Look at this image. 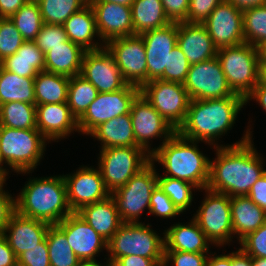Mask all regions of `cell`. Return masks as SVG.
I'll return each instance as SVG.
<instances>
[{"instance_id": "cell-1", "label": "cell", "mask_w": 266, "mask_h": 266, "mask_svg": "<svg viewBox=\"0 0 266 266\" xmlns=\"http://www.w3.org/2000/svg\"><path fill=\"white\" fill-rule=\"evenodd\" d=\"M248 128L240 141L232 145L216 147V158L210 160L209 190L229 197L248 195L253 184L264 175L263 157L252 143V131ZM249 131V132H248Z\"/></svg>"}, {"instance_id": "cell-2", "label": "cell", "mask_w": 266, "mask_h": 266, "mask_svg": "<svg viewBox=\"0 0 266 266\" xmlns=\"http://www.w3.org/2000/svg\"><path fill=\"white\" fill-rule=\"evenodd\" d=\"M244 105L246 100L242 96L191 100L185 121L177 132L187 139L219 147L215 140L232 129Z\"/></svg>"}, {"instance_id": "cell-3", "label": "cell", "mask_w": 266, "mask_h": 266, "mask_svg": "<svg viewBox=\"0 0 266 266\" xmlns=\"http://www.w3.org/2000/svg\"><path fill=\"white\" fill-rule=\"evenodd\" d=\"M198 143L176 132L159 147L151 148L150 159L163 165L166 169L163 176L189 182L198 190H204L209 180L210 160L199 151Z\"/></svg>"}, {"instance_id": "cell-4", "label": "cell", "mask_w": 266, "mask_h": 266, "mask_svg": "<svg viewBox=\"0 0 266 266\" xmlns=\"http://www.w3.org/2000/svg\"><path fill=\"white\" fill-rule=\"evenodd\" d=\"M16 211L50 225L58 224L72 212L63 175L29 179L15 197Z\"/></svg>"}, {"instance_id": "cell-5", "label": "cell", "mask_w": 266, "mask_h": 266, "mask_svg": "<svg viewBox=\"0 0 266 266\" xmlns=\"http://www.w3.org/2000/svg\"><path fill=\"white\" fill-rule=\"evenodd\" d=\"M48 141L37 129L0 126V165L16 173H32L40 164Z\"/></svg>"}, {"instance_id": "cell-6", "label": "cell", "mask_w": 266, "mask_h": 266, "mask_svg": "<svg viewBox=\"0 0 266 266\" xmlns=\"http://www.w3.org/2000/svg\"><path fill=\"white\" fill-rule=\"evenodd\" d=\"M142 222L123 223L107 242L108 260L113 264L118 258L138 255L150 259H164L165 241L151 225Z\"/></svg>"}, {"instance_id": "cell-7", "label": "cell", "mask_w": 266, "mask_h": 266, "mask_svg": "<svg viewBox=\"0 0 266 266\" xmlns=\"http://www.w3.org/2000/svg\"><path fill=\"white\" fill-rule=\"evenodd\" d=\"M216 57L221 63L230 88L235 94L246 98L258 84L257 48L244 42L217 49Z\"/></svg>"}, {"instance_id": "cell-8", "label": "cell", "mask_w": 266, "mask_h": 266, "mask_svg": "<svg viewBox=\"0 0 266 266\" xmlns=\"http://www.w3.org/2000/svg\"><path fill=\"white\" fill-rule=\"evenodd\" d=\"M150 161L124 186L110 193L123 223H136L144 209H150V199L157 186L158 173Z\"/></svg>"}, {"instance_id": "cell-9", "label": "cell", "mask_w": 266, "mask_h": 266, "mask_svg": "<svg viewBox=\"0 0 266 266\" xmlns=\"http://www.w3.org/2000/svg\"><path fill=\"white\" fill-rule=\"evenodd\" d=\"M98 158V169L110 193L124 186L151 161L150 154L140 146L101 149Z\"/></svg>"}, {"instance_id": "cell-10", "label": "cell", "mask_w": 266, "mask_h": 266, "mask_svg": "<svg viewBox=\"0 0 266 266\" xmlns=\"http://www.w3.org/2000/svg\"><path fill=\"white\" fill-rule=\"evenodd\" d=\"M206 197L196 211L193 219L200 226L207 239L216 246L230 243L235 236L232 229L230 197L208 188Z\"/></svg>"}, {"instance_id": "cell-11", "label": "cell", "mask_w": 266, "mask_h": 266, "mask_svg": "<svg viewBox=\"0 0 266 266\" xmlns=\"http://www.w3.org/2000/svg\"><path fill=\"white\" fill-rule=\"evenodd\" d=\"M140 93L176 130L184 123L191 99L183 84L155 79Z\"/></svg>"}, {"instance_id": "cell-12", "label": "cell", "mask_w": 266, "mask_h": 266, "mask_svg": "<svg viewBox=\"0 0 266 266\" xmlns=\"http://www.w3.org/2000/svg\"><path fill=\"white\" fill-rule=\"evenodd\" d=\"M139 94L140 88L131 84L114 92L98 93L78 120L79 132L89 135L101 123L130 113L132 103Z\"/></svg>"}, {"instance_id": "cell-13", "label": "cell", "mask_w": 266, "mask_h": 266, "mask_svg": "<svg viewBox=\"0 0 266 266\" xmlns=\"http://www.w3.org/2000/svg\"><path fill=\"white\" fill-rule=\"evenodd\" d=\"M183 86L191 100L240 96L235 94L228 85L221 63L217 57L190 65Z\"/></svg>"}, {"instance_id": "cell-14", "label": "cell", "mask_w": 266, "mask_h": 266, "mask_svg": "<svg viewBox=\"0 0 266 266\" xmlns=\"http://www.w3.org/2000/svg\"><path fill=\"white\" fill-rule=\"evenodd\" d=\"M105 47L128 84L141 88L147 83V58L141 35L117 37L109 40Z\"/></svg>"}, {"instance_id": "cell-15", "label": "cell", "mask_w": 266, "mask_h": 266, "mask_svg": "<svg viewBox=\"0 0 266 266\" xmlns=\"http://www.w3.org/2000/svg\"><path fill=\"white\" fill-rule=\"evenodd\" d=\"M130 117L136 143L151 155L150 140L162 139L163 144L177 130L140 93L132 103Z\"/></svg>"}, {"instance_id": "cell-16", "label": "cell", "mask_w": 266, "mask_h": 266, "mask_svg": "<svg viewBox=\"0 0 266 266\" xmlns=\"http://www.w3.org/2000/svg\"><path fill=\"white\" fill-rule=\"evenodd\" d=\"M80 75L88 80L99 93L114 92L128 84L113 55L106 47L85 52Z\"/></svg>"}, {"instance_id": "cell-17", "label": "cell", "mask_w": 266, "mask_h": 266, "mask_svg": "<svg viewBox=\"0 0 266 266\" xmlns=\"http://www.w3.org/2000/svg\"><path fill=\"white\" fill-rule=\"evenodd\" d=\"M214 46H236L245 42L243 33V11L224 0L218 4L203 22Z\"/></svg>"}, {"instance_id": "cell-18", "label": "cell", "mask_w": 266, "mask_h": 266, "mask_svg": "<svg viewBox=\"0 0 266 266\" xmlns=\"http://www.w3.org/2000/svg\"><path fill=\"white\" fill-rule=\"evenodd\" d=\"M63 178L72 212H77L86 205L104 200L110 196L98 168L83 165L76 172L63 175Z\"/></svg>"}, {"instance_id": "cell-19", "label": "cell", "mask_w": 266, "mask_h": 266, "mask_svg": "<svg viewBox=\"0 0 266 266\" xmlns=\"http://www.w3.org/2000/svg\"><path fill=\"white\" fill-rule=\"evenodd\" d=\"M178 22L141 34L147 62V82L159 79L168 70L169 54L177 45Z\"/></svg>"}, {"instance_id": "cell-20", "label": "cell", "mask_w": 266, "mask_h": 266, "mask_svg": "<svg viewBox=\"0 0 266 266\" xmlns=\"http://www.w3.org/2000/svg\"><path fill=\"white\" fill-rule=\"evenodd\" d=\"M56 225L65 233L68 244L81 261H95L96 254L107 249V241L77 212Z\"/></svg>"}, {"instance_id": "cell-21", "label": "cell", "mask_w": 266, "mask_h": 266, "mask_svg": "<svg viewBox=\"0 0 266 266\" xmlns=\"http://www.w3.org/2000/svg\"><path fill=\"white\" fill-rule=\"evenodd\" d=\"M93 8L99 41L105 44L114 38L133 35L130 6L112 2H89Z\"/></svg>"}, {"instance_id": "cell-22", "label": "cell", "mask_w": 266, "mask_h": 266, "mask_svg": "<svg viewBox=\"0 0 266 266\" xmlns=\"http://www.w3.org/2000/svg\"><path fill=\"white\" fill-rule=\"evenodd\" d=\"M49 226L47 222L23 216L15 211L2 235L7 239L15 256L18 257L21 253L41 243L46 238Z\"/></svg>"}, {"instance_id": "cell-23", "label": "cell", "mask_w": 266, "mask_h": 266, "mask_svg": "<svg viewBox=\"0 0 266 266\" xmlns=\"http://www.w3.org/2000/svg\"><path fill=\"white\" fill-rule=\"evenodd\" d=\"M36 115V128L49 142L79 132L78 120L67 103L36 105Z\"/></svg>"}, {"instance_id": "cell-24", "label": "cell", "mask_w": 266, "mask_h": 266, "mask_svg": "<svg viewBox=\"0 0 266 266\" xmlns=\"http://www.w3.org/2000/svg\"><path fill=\"white\" fill-rule=\"evenodd\" d=\"M177 45L190 65L208 61L217 56V48L203 24L178 22Z\"/></svg>"}, {"instance_id": "cell-25", "label": "cell", "mask_w": 266, "mask_h": 266, "mask_svg": "<svg viewBox=\"0 0 266 266\" xmlns=\"http://www.w3.org/2000/svg\"><path fill=\"white\" fill-rule=\"evenodd\" d=\"M165 251H185L192 253H210L209 244L204 232L192 218L188 224L176 223L165 230Z\"/></svg>"}, {"instance_id": "cell-26", "label": "cell", "mask_w": 266, "mask_h": 266, "mask_svg": "<svg viewBox=\"0 0 266 266\" xmlns=\"http://www.w3.org/2000/svg\"><path fill=\"white\" fill-rule=\"evenodd\" d=\"M77 213L107 242L123 224L111 196L86 205L78 210Z\"/></svg>"}, {"instance_id": "cell-27", "label": "cell", "mask_w": 266, "mask_h": 266, "mask_svg": "<svg viewBox=\"0 0 266 266\" xmlns=\"http://www.w3.org/2000/svg\"><path fill=\"white\" fill-rule=\"evenodd\" d=\"M63 27L68 39L71 42L79 44L86 51L99 50L105 47V43H99L98 41L94 43L93 41L94 38L99 37V33L94 11L89 3L79 11L73 13L64 22Z\"/></svg>"}, {"instance_id": "cell-28", "label": "cell", "mask_w": 266, "mask_h": 266, "mask_svg": "<svg viewBox=\"0 0 266 266\" xmlns=\"http://www.w3.org/2000/svg\"><path fill=\"white\" fill-rule=\"evenodd\" d=\"M233 234L239 242L266 222V212L247 195L230 197Z\"/></svg>"}, {"instance_id": "cell-29", "label": "cell", "mask_w": 266, "mask_h": 266, "mask_svg": "<svg viewBox=\"0 0 266 266\" xmlns=\"http://www.w3.org/2000/svg\"><path fill=\"white\" fill-rule=\"evenodd\" d=\"M86 50L69 39L44 53L45 71L73 77L81 73L82 61Z\"/></svg>"}, {"instance_id": "cell-30", "label": "cell", "mask_w": 266, "mask_h": 266, "mask_svg": "<svg viewBox=\"0 0 266 266\" xmlns=\"http://www.w3.org/2000/svg\"><path fill=\"white\" fill-rule=\"evenodd\" d=\"M89 135L101 142L100 149L139 146L135 140L130 113L101 123Z\"/></svg>"}, {"instance_id": "cell-31", "label": "cell", "mask_w": 266, "mask_h": 266, "mask_svg": "<svg viewBox=\"0 0 266 266\" xmlns=\"http://www.w3.org/2000/svg\"><path fill=\"white\" fill-rule=\"evenodd\" d=\"M0 66L20 77L35 78L45 71V55L34 41H24L13 55L0 62Z\"/></svg>"}, {"instance_id": "cell-32", "label": "cell", "mask_w": 266, "mask_h": 266, "mask_svg": "<svg viewBox=\"0 0 266 266\" xmlns=\"http://www.w3.org/2000/svg\"><path fill=\"white\" fill-rule=\"evenodd\" d=\"M131 10L133 35H141L171 23L165 14L161 0H134Z\"/></svg>"}, {"instance_id": "cell-33", "label": "cell", "mask_w": 266, "mask_h": 266, "mask_svg": "<svg viewBox=\"0 0 266 266\" xmlns=\"http://www.w3.org/2000/svg\"><path fill=\"white\" fill-rule=\"evenodd\" d=\"M69 81L65 75L39 72L34 78L35 104L67 103Z\"/></svg>"}, {"instance_id": "cell-34", "label": "cell", "mask_w": 266, "mask_h": 266, "mask_svg": "<svg viewBox=\"0 0 266 266\" xmlns=\"http://www.w3.org/2000/svg\"><path fill=\"white\" fill-rule=\"evenodd\" d=\"M14 101L35 104L34 78L20 77L0 66V105Z\"/></svg>"}, {"instance_id": "cell-35", "label": "cell", "mask_w": 266, "mask_h": 266, "mask_svg": "<svg viewBox=\"0 0 266 266\" xmlns=\"http://www.w3.org/2000/svg\"><path fill=\"white\" fill-rule=\"evenodd\" d=\"M36 118V104L14 101L0 105V126L37 129Z\"/></svg>"}, {"instance_id": "cell-36", "label": "cell", "mask_w": 266, "mask_h": 266, "mask_svg": "<svg viewBox=\"0 0 266 266\" xmlns=\"http://www.w3.org/2000/svg\"><path fill=\"white\" fill-rule=\"evenodd\" d=\"M98 93V90L80 74L70 77L67 104L77 120L84 115Z\"/></svg>"}, {"instance_id": "cell-37", "label": "cell", "mask_w": 266, "mask_h": 266, "mask_svg": "<svg viewBox=\"0 0 266 266\" xmlns=\"http://www.w3.org/2000/svg\"><path fill=\"white\" fill-rule=\"evenodd\" d=\"M51 266H78L81 260L67 242L65 233L56 225H50L46 235Z\"/></svg>"}, {"instance_id": "cell-38", "label": "cell", "mask_w": 266, "mask_h": 266, "mask_svg": "<svg viewBox=\"0 0 266 266\" xmlns=\"http://www.w3.org/2000/svg\"><path fill=\"white\" fill-rule=\"evenodd\" d=\"M43 23L63 25L75 12L85 7L89 0H35Z\"/></svg>"}, {"instance_id": "cell-39", "label": "cell", "mask_w": 266, "mask_h": 266, "mask_svg": "<svg viewBox=\"0 0 266 266\" xmlns=\"http://www.w3.org/2000/svg\"><path fill=\"white\" fill-rule=\"evenodd\" d=\"M10 19L24 41H34L43 25L40 9L35 0H29Z\"/></svg>"}, {"instance_id": "cell-40", "label": "cell", "mask_w": 266, "mask_h": 266, "mask_svg": "<svg viewBox=\"0 0 266 266\" xmlns=\"http://www.w3.org/2000/svg\"><path fill=\"white\" fill-rule=\"evenodd\" d=\"M157 185L170 198L178 210L183 213L188 210L193 201L192 189L197 187L189 182L161 176L158 174Z\"/></svg>"}, {"instance_id": "cell-41", "label": "cell", "mask_w": 266, "mask_h": 266, "mask_svg": "<svg viewBox=\"0 0 266 266\" xmlns=\"http://www.w3.org/2000/svg\"><path fill=\"white\" fill-rule=\"evenodd\" d=\"M245 43L255 47L266 40V5L243 10Z\"/></svg>"}, {"instance_id": "cell-42", "label": "cell", "mask_w": 266, "mask_h": 266, "mask_svg": "<svg viewBox=\"0 0 266 266\" xmlns=\"http://www.w3.org/2000/svg\"><path fill=\"white\" fill-rule=\"evenodd\" d=\"M21 33L10 18L0 20V62L13 55L23 44Z\"/></svg>"}, {"instance_id": "cell-43", "label": "cell", "mask_w": 266, "mask_h": 266, "mask_svg": "<svg viewBox=\"0 0 266 266\" xmlns=\"http://www.w3.org/2000/svg\"><path fill=\"white\" fill-rule=\"evenodd\" d=\"M190 64L182 52L176 45L169 54L168 70H164V74L159 78L162 81L177 82L183 84L188 74Z\"/></svg>"}, {"instance_id": "cell-44", "label": "cell", "mask_w": 266, "mask_h": 266, "mask_svg": "<svg viewBox=\"0 0 266 266\" xmlns=\"http://www.w3.org/2000/svg\"><path fill=\"white\" fill-rule=\"evenodd\" d=\"M67 40L68 37L63 25L43 23L34 43L43 53H46L54 46L63 45Z\"/></svg>"}, {"instance_id": "cell-45", "label": "cell", "mask_w": 266, "mask_h": 266, "mask_svg": "<svg viewBox=\"0 0 266 266\" xmlns=\"http://www.w3.org/2000/svg\"><path fill=\"white\" fill-rule=\"evenodd\" d=\"M239 244L252 258H266V222L244 237Z\"/></svg>"}, {"instance_id": "cell-46", "label": "cell", "mask_w": 266, "mask_h": 266, "mask_svg": "<svg viewBox=\"0 0 266 266\" xmlns=\"http://www.w3.org/2000/svg\"><path fill=\"white\" fill-rule=\"evenodd\" d=\"M148 214L164 218H173L181 214L170 198L157 185L152 192Z\"/></svg>"}, {"instance_id": "cell-47", "label": "cell", "mask_w": 266, "mask_h": 266, "mask_svg": "<svg viewBox=\"0 0 266 266\" xmlns=\"http://www.w3.org/2000/svg\"><path fill=\"white\" fill-rule=\"evenodd\" d=\"M208 253H192L185 251H164V266H206Z\"/></svg>"}, {"instance_id": "cell-48", "label": "cell", "mask_w": 266, "mask_h": 266, "mask_svg": "<svg viewBox=\"0 0 266 266\" xmlns=\"http://www.w3.org/2000/svg\"><path fill=\"white\" fill-rule=\"evenodd\" d=\"M18 266H51L46 238L17 257Z\"/></svg>"}, {"instance_id": "cell-49", "label": "cell", "mask_w": 266, "mask_h": 266, "mask_svg": "<svg viewBox=\"0 0 266 266\" xmlns=\"http://www.w3.org/2000/svg\"><path fill=\"white\" fill-rule=\"evenodd\" d=\"M223 1L224 0H190L189 11L184 22L203 24L215 7Z\"/></svg>"}, {"instance_id": "cell-50", "label": "cell", "mask_w": 266, "mask_h": 266, "mask_svg": "<svg viewBox=\"0 0 266 266\" xmlns=\"http://www.w3.org/2000/svg\"><path fill=\"white\" fill-rule=\"evenodd\" d=\"M166 16L171 22H184L190 0H161Z\"/></svg>"}, {"instance_id": "cell-51", "label": "cell", "mask_w": 266, "mask_h": 266, "mask_svg": "<svg viewBox=\"0 0 266 266\" xmlns=\"http://www.w3.org/2000/svg\"><path fill=\"white\" fill-rule=\"evenodd\" d=\"M16 211L15 199L9 192H0V233L8 224L12 214Z\"/></svg>"}, {"instance_id": "cell-52", "label": "cell", "mask_w": 266, "mask_h": 266, "mask_svg": "<svg viewBox=\"0 0 266 266\" xmlns=\"http://www.w3.org/2000/svg\"><path fill=\"white\" fill-rule=\"evenodd\" d=\"M247 196L266 212V172L253 184Z\"/></svg>"}, {"instance_id": "cell-53", "label": "cell", "mask_w": 266, "mask_h": 266, "mask_svg": "<svg viewBox=\"0 0 266 266\" xmlns=\"http://www.w3.org/2000/svg\"><path fill=\"white\" fill-rule=\"evenodd\" d=\"M164 259H150L138 255H127L118 258L112 266H157L163 263Z\"/></svg>"}, {"instance_id": "cell-54", "label": "cell", "mask_w": 266, "mask_h": 266, "mask_svg": "<svg viewBox=\"0 0 266 266\" xmlns=\"http://www.w3.org/2000/svg\"><path fill=\"white\" fill-rule=\"evenodd\" d=\"M0 266H18L17 257L2 233H0Z\"/></svg>"}, {"instance_id": "cell-55", "label": "cell", "mask_w": 266, "mask_h": 266, "mask_svg": "<svg viewBox=\"0 0 266 266\" xmlns=\"http://www.w3.org/2000/svg\"><path fill=\"white\" fill-rule=\"evenodd\" d=\"M29 0H0V17L10 18Z\"/></svg>"}, {"instance_id": "cell-56", "label": "cell", "mask_w": 266, "mask_h": 266, "mask_svg": "<svg viewBox=\"0 0 266 266\" xmlns=\"http://www.w3.org/2000/svg\"><path fill=\"white\" fill-rule=\"evenodd\" d=\"M252 99H255L256 102H258L259 105L266 112V87L265 86H261L257 84L252 90V92L245 98L246 104Z\"/></svg>"}, {"instance_id": "cell-57", "label": "cell", "mask_w": 266, "mask_h": 266, "mask_svg": "<svg viewBox=\"0 0 266 266\" xmlns=\"http://www.w3.org/2000/svg\"><path fill=\"white\" fill-rule=\"evenodd\" d=\"M231 266H253L252 257L239 248L231 252Z\"/></svg>"}, {"instance_id": "cell-58", "label": "cell", "mask_w": 266, "mask_h": 266, "mask_svg": "<svg viewBox=\"0 0 266 266\" xmlns=\"http://www.w3.org/2000/svg\"><path fill=\"white\" fill-rule=\"evenodd\" d=\"M210 255L207 257L206 266H231V253L230 254H221V255ZM212 256V257H211Z\"/></svg>"}, {"instance_id": "cell-59", "label": "cell", "mask_w": 266, "mask_h": 266, "mask_svg": "<svg viewBox=\"0 0 266 266\" xmlns=\"http://www.w3.org/2000/svg\"><path fill=\"white\" fill-rule=\"evenodd\" d=\"M240 10L266 5V0H227Z\"/></svg>"}, {"instance_id": "cell-60", "label": "cell", "mask_w": 266, "mask_h": 266, "mask_svg": "<svg viewBox=\"0 0 266 266\" xmlns=\"http://www.w3.org/2000/svg\"><path fill=\"white\" fill-rule=\"evenodd\" d=\"M256 48H257L259 63H266V40L259 43L256 46Z\"/></svg>"}, {"instance_id": "cell-61", "label": "cell", "mask_w": 266, "mask_h": 266, "mask_svg": "<svg viewBox=\"0 0 266 266\" xmlns=\"http://www.w3.org/2000/svg\"><path fill=\"white\" fill-rule=\"evenodd\" d=\"M258 84L266 87V63H259Z\"/></svg>"}, {"instance_id": "cell-62", "label": "cell", "mask_w": 266, "mask_h": 266, "mask_svg": "<svg viewBox=\"0 0 266 266\" xmlns=\"http://www.w3.org/2000/svg\"><path fill=\"white\" fill-rule=\"evenodd\" d=\"M8 170V171H7ZM9 174V169H5V167L3 168V166L0 165V192L3 191V186L4 184H6V176H8Z\"/></svg>"}, {"instance_id": "cell-63", "label": "cell", "mask_w": 266, "mask_h": 266, "mask_svg": "<svg viewBox=\"0 0 266 266\" xmlns=\"http://www.w3.org/2000/svg\"><path fill=\"white\" fill-rule=\"evenodd\" d=\"M134 0H89V2H112L116 4H121L125 6H130L132 5Z\"/></svg>"}, {"instance_id": "cell-64", "label": "cell", "mask_w": 266, "mask_h": 266, "mask_svg": "<svg viewBox=\"0 0 266 266\" xmlns=\"http://www.w3.org/2000/svg\"><path fill=\"white\" fill-rule=\"evenodd\" d=\"M78 266H112V263L109 260H107L106 265L105 264L101 265L100 262L97 263V260H95V261H81Z\"/></svg>"}, {"instance_id": "cell-65", "label": "cell", "mask_w": 266, "mask_h": 266, "mask_svg": "<svg viewBox=\"0 0 266 266\" xmlns=\"http://www.w3.org/2000/svg\"><path fill=\"white\" fill-rule=\"evenodd\" d=\"M253 266H266V258H252Z\"/></svg>"}, {"instance_id": "cell-66", "label": "cell", "mask_w": 266, "mask_h": 266, "mask_svg": "<svg viewBox=\"0 0 266 266\" xmlns=\"http://www.w3.org/2000/svg\"><path fill=\"white\" fill-rule=\"evenodd\" d=\"M157 266H164V264H163V263H160V264H158Z\"/></svg>"}]
</instances>
